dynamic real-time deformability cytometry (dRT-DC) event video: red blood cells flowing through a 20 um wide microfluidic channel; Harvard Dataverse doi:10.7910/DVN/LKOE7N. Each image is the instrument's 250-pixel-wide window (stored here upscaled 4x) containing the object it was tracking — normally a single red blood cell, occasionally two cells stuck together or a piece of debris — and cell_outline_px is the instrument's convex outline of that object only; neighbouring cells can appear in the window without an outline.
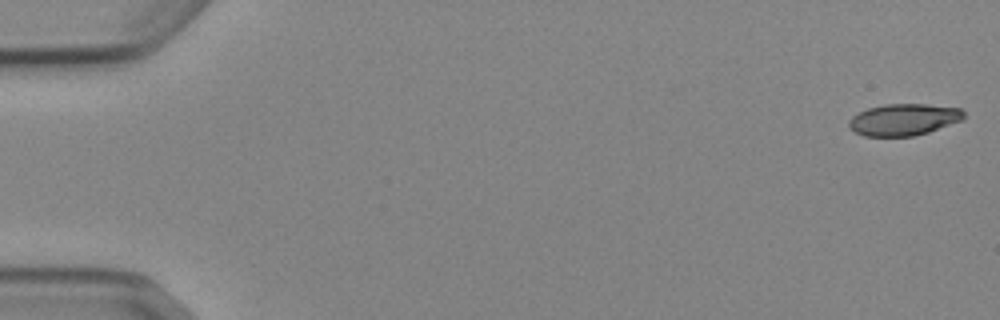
{"species": "Egyptian fruit bat (a non-hibernating species)", "species_latin": "Rousettus aegyptiacus", "temperature_condition": "cold", "stored_images_in_passage": 16, "camera_frame_rate_fps": 3000, "um_per_image_px": 0.085, "animal": {"sex": "female"}, "frame": {"image": 1, "passage_image": 1, "time_ms": 0.0, "image_size_px": [1000, 320], "cell_outline_px": [[964, 120], [928, 132], [912, 136], [864, 136], [856, 132], [848, 124], [848, 120], [852, 116], [868, 108], [884, 104], [924, 104], [960, 108], [964, 112]], "centroid_in_image_um": [76.83, 10.16], "position_along_channel_um": 8.2, "area_um2": 21.15}}
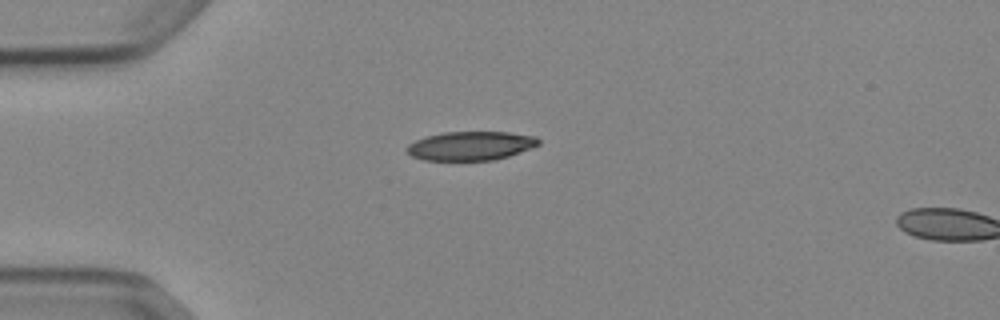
{"frame": {"image": 2, "passage_image": 14, "time_ms": 4.333, "image_size_px": [1000, 320], "cell_outline_px": [[540, 144], [532, 148], [508, 156], [492, 160], [424, 160], [412, 156], [404, 148], [408, 144], [416, 140], [428, 136], [444, 132], [508, 132], [536, 136], [540, 140]], "centroid_in_image_um": [40.02, 12.39], "position_along_channel_um": 45.0, "area_um2": 22.14}}